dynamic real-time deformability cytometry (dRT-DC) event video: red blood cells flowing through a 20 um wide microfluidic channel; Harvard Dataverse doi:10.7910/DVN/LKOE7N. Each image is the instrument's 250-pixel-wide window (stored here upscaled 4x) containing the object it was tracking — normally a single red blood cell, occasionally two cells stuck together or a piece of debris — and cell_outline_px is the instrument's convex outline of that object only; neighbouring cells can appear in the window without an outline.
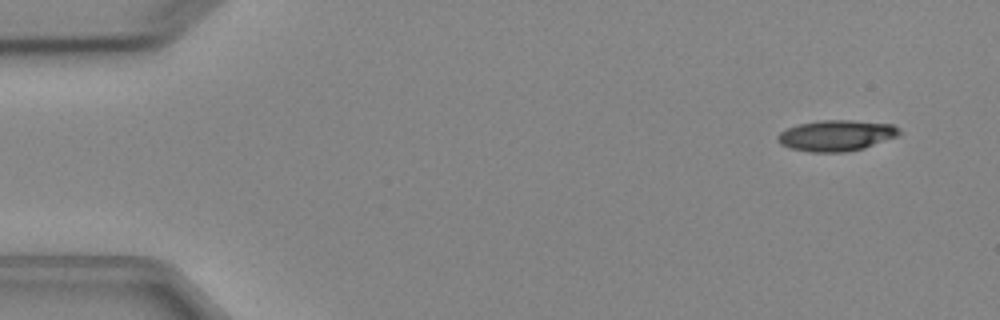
{"species": "Egyptian fruit bat (a non-hibernating species)", "species_latin": "Rousettus aegyptiacus", "temperature_condition": "cold", "stored_images_in_passage": 4, "camera_frame_rate_fps": 3000, "um_per_image_px": 0.085, "animal": {"sex": "female"}, "frame": {"image": 1, "passage_image": 1, "time_ms": 0.0, "image_size_px": [1000, 320], "cell_outline_px": [[904, 132], [900, 136], [864, 148], [844, 152], [808, 152], [792, 148], [780, 144], [776, 140], [776, 136], [780, 132], [788, 128], [800, 124], [824, 120], [848, 120], [892, 124], [900, 128]], "centroid_in_image_um": [71.14, 11.52], "position_along_channel_um": 13.9, "area_um2": 22.02}}
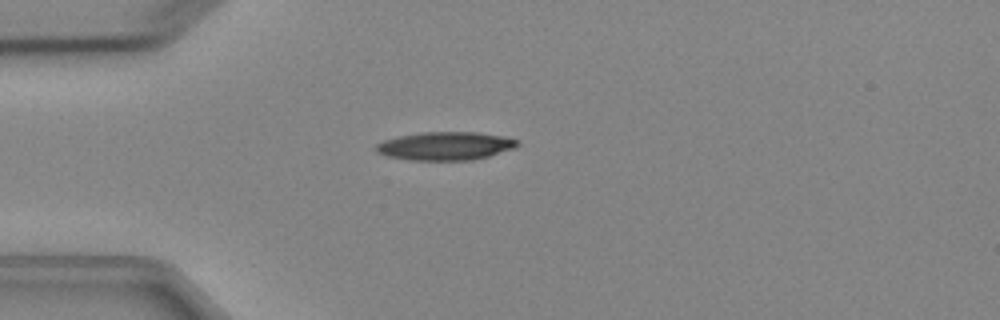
{"frame": {"image": 2, "passage_image": 4, "time_ms": 3.333, "image_size_px": [1000, 320], "cell_outline_px": [[520, 144], [516, 148], [488, 156], [472, 160], [408, 160], [388, 156], [376, 152], [376, 144], [384, 140], [400, 136], [424, 132], [476, 132], [504, 136], [520, 140]], "centroid_in_image_um": [37.9, 12.41], "position_along_channel_um": 47.1, "area_um2": 23.35}}